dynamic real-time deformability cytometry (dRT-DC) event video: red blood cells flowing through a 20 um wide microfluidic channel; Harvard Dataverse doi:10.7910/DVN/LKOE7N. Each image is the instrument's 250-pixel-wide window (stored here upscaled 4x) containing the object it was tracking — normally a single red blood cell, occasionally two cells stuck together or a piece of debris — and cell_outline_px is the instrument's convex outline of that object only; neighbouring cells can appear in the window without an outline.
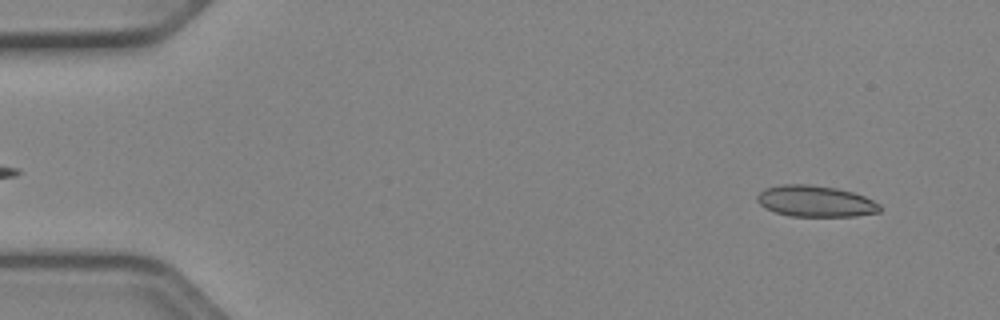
{"species": "Egyptian fruit bat (a non-hibernating species)", "species_latin": "Rousettus aegyptiacus", "temperature_condition": "cold", "stored_images_in_passage": 51, "camera_frame_rate_fps": 3000, "um_per_image_px": 0.085, "animal": {"sex": "female"}, "frame": {"image": 1, "passage_image": 4, "time_ms": 1.0, "image_size_px": [1000, 320], "cell_outline_px": [[880, 212], [856, 216], [788, 216], [764, 208], [756, 200], [756, 196], [764, 188], [784, 184], [808, 184], [836, 188], [852, 192], [864, 196], [880, 204]], "centroid_in_image_um": [69.29, 17.1], "position_along_channel_um": 15.7, "area_um2": 22.37}}
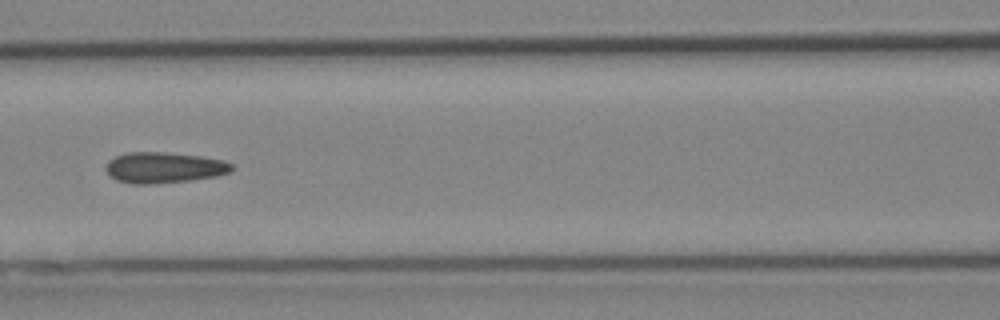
{"frame": {"image": 2, "passage_image": 23, "time_ms": 7.333, "image_size_px": [1000, 320], "cell_outline_px": [[236, 168], [232, 172], [216, 176], [192, 180], [148, 184], [132, 184], [116, 180], [104, 168], [108, 160], [116, 156], [128, 152], [164, 152], [204, 156], [224, 160], [232, 164]], "centroid_in_image_um": [13.98, 14.24], "position_along_channel_um": 152.6, "area_um2": 22.89}}
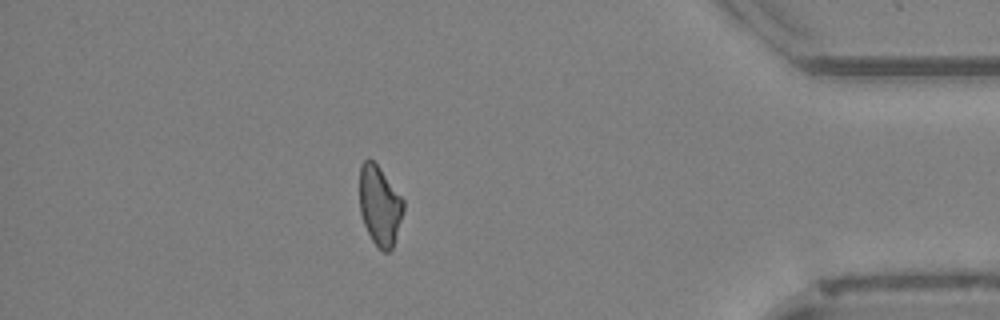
{"frame": {"image": 3, "passage_image": 45, "time_ms": 14.667, "image_size_px": [1000, 320], "cell_outline_px": [[404, 208], [392, 248], [388, 252], [384, 252], [372, 240], [364, 224], [360, 212], [360, 164], [368, 156], [380, 168], [404, 200]], "centroid_in_image_um": [32.26, 17.44], "position_along_channel_um": 402.9, "area_um2": 20.11}, "authors_computed_cell_mechanics": {"area_um2": 21.7906, "velocity_mm_per_s": 3.9516, "shape_relaxation_time_tau1_ms": null, "shape_relaxation_time_tau2_ms": 3.2108, "deformation_change_tau1": null, "deformation_change_tau2": 0.1165}}